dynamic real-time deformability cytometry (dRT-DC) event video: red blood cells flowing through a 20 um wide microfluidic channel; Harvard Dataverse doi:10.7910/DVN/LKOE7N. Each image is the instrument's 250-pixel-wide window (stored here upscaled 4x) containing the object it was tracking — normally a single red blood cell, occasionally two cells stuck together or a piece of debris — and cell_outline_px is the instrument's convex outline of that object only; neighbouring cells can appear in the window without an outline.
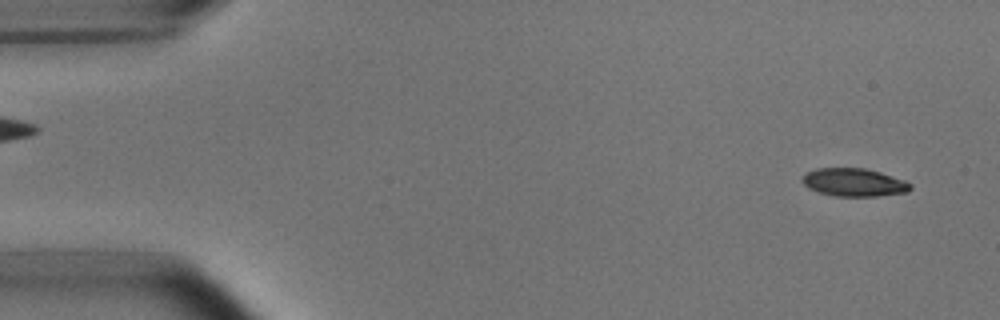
{"species": "common noctule bat (a hibernating species)", "species_latin": "Nyctalus noctula", "temperature_condition": "room temperature", "stored_images_in_passage": 51, "camera_frame_rate_fps": 3000, "um_per_image_px": 0.085, "animal": {"sex": "male", "body_mass_g": 15.6}, "frame": {"image": 1, "passage_image": 2, "time_ms": 0.333, "image_size_px": [1000, 320], "cell_outline_px": [[912, 188], [908, 192], [876, 196], [836, 196], [820, 192], [808, 188], [800, 180], [808, 172], [816, 168], [864, 168], [880, 172], [904, 180], [912, 184]], "centroid_in_image_um": [72.6, 15.5], "position_along_channel_um": 12.4, "area_um2": 17.57}}
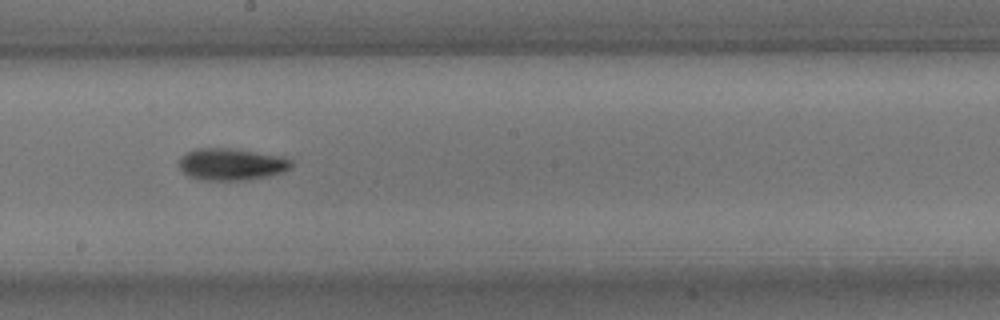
{"frame": {"image": 2, "passage_image": 28, "time_ms": 9.0, "image_size_px": [1000, 320], "cell_outline_px": [[292, 168], [284, 172], [268, 176], [248, 180], [204, 180], [188, 176], [180, 168], [180, 160], [184, 152], [196, 148], [232, 148], [284, 156], [292, 160]], "centroid_in_image_um": [19.71, 13.95], "position_along_channel_um": 228.5, "area_um2": 21.15}}
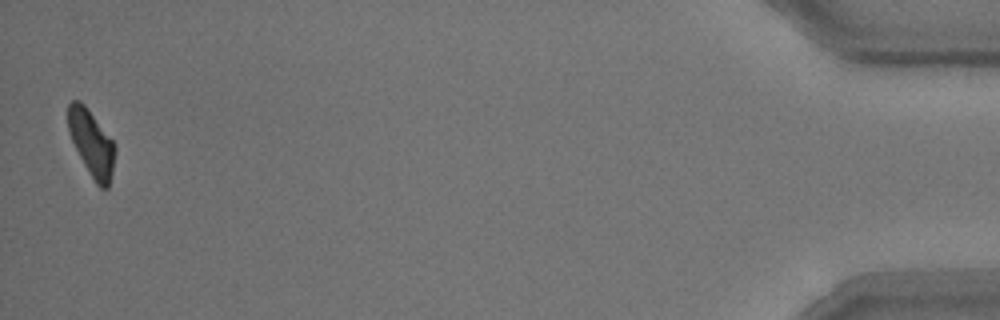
{"frame": {"image": 3, "passage_image": 51, "time_ms": 16.667, "image_size_px": [1000, 320], "cell_outline_px": [[116, 152], [112, 172], [108, 188], [100, 188], [96, 184], [84, 164], [72, 140], [68, 128], [68, 104], [72, 100], [80, 100], [84, 104], [116, 144]], "centroid_in_image_um": [7.8, 12.16], "position_along_channel_um": 427.4, "area_um2": 17.92}, "authors_computed_cell_mechanics": {"area_um2": 19.2474, "velocity_mm_per_s": 3.7693, "shape_relaxation_time_tau1_ms": 2.8496, "shape_relaxation_time_tau2_ms": 3.0245, "deformation_change_tau1": 0.1418, "deformation_change_tau2": 0.0883}}